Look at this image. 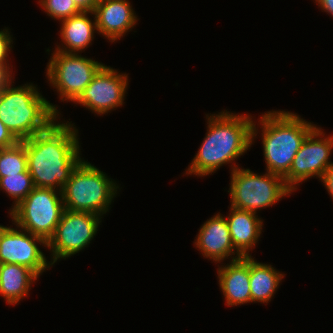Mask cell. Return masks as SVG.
<instances>
[{
	"mask_svg": "<svg viewBox=\"0 0 333 333\" xmlns=\"http://www.w3.org/2000/svg\"><path fill=\"white\" fill-rule=\"evenodd\" d=\"M56 121L46 130L25 139V148L34 186L62 191L82 159L74 124Z\"/></svg>",
	"mask_w": 333,
	"mask_h": 333,
	"instance_id": "obj_1",
	"label": "cell"
},
{
	"mask_svg": "<svg viewBox=\"0 0 333 333\" xmlns=\"http://www.w3.org/2000/svg\"><path fill=\"white\" fill-rule=\"evenodd\" d=\"M248 114L222 111L206 115L207 133L197 154L186 171L187 175L207 176L229 164L250 149L257 133L255 122Z\"/></svg>",
	"mask_w": 333,
	"mask_h": 333,
	"instance_id": "obj_2",
	"label": "cell"
},
{
	"mask_svg": "<svg viewBox=\"0 0 333 333\" xmlns=\"http://www.w3.org/2000/svg\"><path fill=\"white\" fill-rule=\"evenodd\" d=\"M12 80L0 86V120L22 141L46 130L60 113L32 83L13 87Z\"/></svg>",
	"mask_w": 333,
	"mask_h": 333,
	"instance_id": "obj_3",
	"label": "cell"
},
{
	"mask_svg": "<svg viewBox=\"0 0 333 333\" xmlns=\"http://www.w3.org/2000/svg\"><path fill=\"white\" fill-rule=\"evenodd\" d=\"M260 118L267 172L284 177L307 135L316 126L288 111H269Z\"/></svg>",
	"mask_w": 333,
	"mask_h": 333,
	"instance_id": "obj_4",
	"label": "cell"
},
{
	"mask_svg": "<svg viewBox=\"0 0 333 333\" xmlns=\"http://www.w3.org/2000/svg\"><path fill=\"white\" fill-rule=\"evenodd\" d=\"M94 165L82 160L63 187L64 208L102 216L117 195L118 185Z\"/></svg>",
	"mask_w": 333,
	"mask_h": 333,
	"instance_id": "obj_5",
	"label": "cell"
},
{
	"mask_svg": "<svg viewBox=\"0 0 333 333\" xmlns=\"http://www.w3.org/2000/svg\"><path fill=\"white\" fill-rule=\"evenodd\" d=\"M230 202L231 207L257 213L279 202L293 191L286 185L280 175L266 172L256 174L250 169H242L231 165Z\"/></svg>",
	"mask_w": 333,
	"mask_h": 333,
	"instance_id": "obj_6",
	"label": "cell"
},
{
	"mask_svg": "<svg viewBox=\"0 0 333 333\" xmlns=\"http://www.w3.org/2000/svg\"><path fill=\"white\" fill-rule=\"evenodd\" d=\"M64 210L62 191L35 187L9 215L16 228L24 229L48 242Z\"/></svg>",
	"mask_w": 333,
	"mask_h": 333,
	"instance_id": "obj_7",
	"label": "cell"
},
{
	"mask_svg": "<svg viewBox=\"0 0 333 333\" xmlns=\"http://www.w3.org/2000/svg\"><path fill=\"white\" fill-rule=\"evenodd\" d=\"M104 66L78 53L54 51L47 64L46 76L60 100L74 102Z\"/></svg>",
	"mask_w": 333,
	"mask_h": 333,
	"instance_id": "obj_8",
	"label": "cell"
},
{
	"mask_svg": "<svg viewBox=\"0 0 333 333\" xmlns=\"http://www.w3.org/2000/svg\"><path fill=\"white\" fill-rule=\"evenodd\" d=\"M101 216L89 212L70 211L62 213L54 234L48 240L53 265L59 259H66L90 244L98 231Z\"/></svg>",
	"mask_w": 333,
	"mask_h": 333,
	"instance_id": "obj_9",
	"label": "cell"
},
{
	"mask_svg": "<svg viewBox=\"0 0 333 333\" xmlns=\"http://www.w3.org/2000/svg\"><path fill=\"white\" fill-rule=\"evenodd\" d=\"M324 138H323V137ZM333 136L325 138L320 127H315L296 153L289 172L283 177L286 185L296 191L299 183L311 177L323 176L325 170L333 164L329 159L333 150Z\"/></svg>",
	"mask_w": 333,
	"mask_h": 333,
	"instance_id": "obj_10",
	"label": "cell"
},
{
	"mask_svg": "<svg viewBox=\"0 0 333 333\" xmlns=\"http://www.w3.org/2000/svg\"><path fill=\"white\" fill-rule=\"evenodd\" d=\"M22 230V231H21ZM37 244L47 246V242L24 229L17 230L0 225V261L18 264L31 269L38 277L52 266Z\"/></svg>",
	"mask_w": 333,
	"mask_h": 333,
	"instance_id": "obj_11",
	"label": "cell"
},
{
	"mask_svg": "<svg viewBox=\"0 0 333 333\" xmlns=\"http://www.w3.org/2000/svg\"><path fill=\"white\" fill-rule=\"evenodd\" d=\"M127 87V74L104 65L74 103L103 115L123 105Z\"/></svg>",
	"mask_w": 333,
	"mask_h": 333,
	"instance_id": "obj_12",
	"label": "cell"
},
{
	"mask_svg": "<svg viewBox=\"0 0 333 333\" xmlns=\"http://www.w3.org/2000/svg\"><path fill=\"white\" fill-rule=\"evenodd\" d=\"M194 243L205 258H209L215 263L228 259V256L231 257L233 254L236 256L233 255L230 261L242 258L239 253H235L226 218L220 213L202 225Z\"/></svg>",
	"mask_w": 333,
	"mask_h": 333,
	"instance_id": "obj_13",
	"label": "cell"
},
{
	"mask_svg": "<svg viewBox=\"0 0 333 333\" xmlns=\"http://www.w3.org/2000/svg\"><path fill=\"white\" fill-rule=\"evenodd\" d=\"M97 32L114 42L125 35L137 23L130 1L99 0L94 10Z\"/></svg>",
	"mask_w": 333,
	"mask_h": 333,
	"instance_id": "obj_14",
	"label": "cell"
},
{
	"mask_svg": "<svg viewBox=\"0 0 333 333\" xmlns=\"http://www.w3.org/2000/svg\"><path fill=\"white\" fill-rule=\"evenodd\" d=\"M217 272L226 305L238 306L251 303L250 256L231 261L219 267Z\"/></svg>",
	"mask_w": 333,
	"mask_h": 333,
	"instance_id": "obj_15",
	"label": "cell"
},
{
	"mask_svg": "<svg viewBox=\"0 0 333 333\" xmlns=\"http://www.w3.org/2000/svg\"><path fill=\"white\" fill-rule=\"evenodd\" d=\"M229 216L226 217L231 240L236 250L242 257H249L258 242L263 220L258 218L256 213L246 210H238L230 207Z\"/></svg>",
	"mask_w": 333,
	"mask_h": 333,
	"instance_id": "obj_16",
	"label": "cell"
},
{
	"mask_svg": "<svg viewBox=\"0 0 333 333\" xmlns=\"http://www.w3.org/2000/svg\"><path fill=\"white\" fill-rule=\"evenodd\" d=\"M89 12H81L77 15L61 20L60 36L64 46H58L56 51L64 53H79L88 46L94 38L95 30L97 31L96 17L94 12V21L89 19Z\"/></svg>",
	"mask_w": 333,
	"mask_h": 333,
	"instance_id": "obj_17",
	"label": "cell"
},
{
	"mask_svg": "<svg viewBox=\"0 0 333 333\" xmlns=\"http://www.w3.org/2000/svg\"><path fill=\"white\" fill-rule=\"evenodd\" d=\"M39 278L31 269L3 263L0 270V295L14 305L28 295L31 285Z\"/></svg>",
	"mask_w": 333,
	"mask_h": 333,
	"instance_id": "obj_18",
	"label": "cell"
},
{
	"mask_svg": "<svg viewBox=\"0 0 333 333\" xmlns=\"http://www.w3.org/2000/svg\"><path fill=\"white\" fill-rule=\"evenodd\" d=\"M284 276L272 265L259 263L250 256L251 302L268 304Z\"/></svg>",
	"mask_w": 333,
	"mask_h": 333,
	"instance_id": "obj_19",
	"label": "cell"
},
{
	"mask_svg": "<svg viewBox=\"0 0 333 333\" xmlns=\"http://www.w3.org/2000/svg\"><path fill=\"white\" fill-rule=\"evenodd\" d=\"M27 167V154L25 140L16 145L3 148L0 153V177L25 172Z\"/></svg>",
	"mask_w": 333,
	"mask_h": 333,
	"instance_id": "obj_20",
	"label": "cell"
},
{
	"mask_svg": "<svg viewBox=\"0 0 333 333\" xmlns=\"http://www.w3.org/2000/svg\"><path fill=\"white\" fill-rule=\"evenodd\" d=\"M34 188L33 179L28 169L22 173L0 177V189L14 199V205L10 211L25 199Z\"/></svg>",
	"mask_w": 333,
	"mask_h": 333,
	"instance_id": "obj_21",
	"label": "cell"
},
{
	"mask_svg": "<svg viewBox=\"0 0 333 333\" xmlns=\"http://www.w3.org/2000/svg\"><path fill=\"white\" fill-rule=\"evenodd\" d=\"M42 9L59 21L81 13L73 0H39Z\"/></svg>",
	"mask_w": 333,
	"mask_h": 333,
	"instance_id": "obj_22",
	"label": "cell"
},
{
	"mask_svg": "<svg viewBox=\"0 0 333 333\" xmlns=\"http://www.w3.org/2000/svg\"><path fill=\"white\" fill-rule=\"evenodd\" d=\"M9 29L0 30V69L8 76L11 77L12 71H10V67L8 64L7 57L9 56L8 53L12 48L13 39L10 35Z\"/></svg>",
	"mask_w": 333,
	"mask_h": 333,
	"instance_id": "obj_23",
	"label": "cell"
},
{
	"mask_svg": "<svg viewBox=\"0 0 333 333\" xmlns=\"http://www.w3.org/2000/svg\"><path fill=\"white\" fill-rule=\"evenodd\" d=\"M19 140L0 120V148H9L16 145Z\"/></svg>",
	"mask_w": 333,
	"mask_h": 333,
	"instance_id": "obj_24",
	"label": "cell"
},
{
	"mask_svg": "<svg viewBox=\"0 0 333 333\" xmlns=\"http://www.w3.org/2000/svg\"><path fill=\"white\" fill-rule=\"evenodd\" d=\"M321 182L324 183L328 193L333 198V164L325 170Z\"/></svg>",
	"mask_w": 333,
	"mask_h": 333,
	"instance_id": "obj_25",
	"label": "cell"
},
{
	"mask_svg": "<svg viewBox=\"0 0 333 333\" xmlns=\"http://www.w3.org/2000/svg\"><path fill=\"white\" fill-rule=\"evenodd\" d=\"M81 12L93 13L99 0H73Z\"/></svg>",
	"mask_w": 333,
	"mask_h": 333,
	"instance_id": "obj_26",
	"label": "cell"
},
{
	"mask_svg": "<svg viewBox=\"0 0 333 333\" xmlns=\"http://www.w3.org/2000/svg\"><path fill=\"white\" fill-rule=\"evenodd\" d=\"M317 5L320 6L324 12H328L331 16H333V0H315Z\"/></svg>",
	"mask_w": 333,
	"mask_h": 333,
	"instance_id": "obj_27",
	"label": "cell"
},
{
	"mask_svg": "<svg viewBox=\"0 0 333 333\" xmlns=\"http://www.w3.org/2000/svg\"><path fill=\"white\" fill-rule=\"evenodd\" d=\"M8 78L9 77L0 69V86H2Z\"/></svg>",
	"mask_w": 333,
	"mask_h": 333,
	"instance_id": "obj_28",
	"label": "cell"
}]
</instances>
